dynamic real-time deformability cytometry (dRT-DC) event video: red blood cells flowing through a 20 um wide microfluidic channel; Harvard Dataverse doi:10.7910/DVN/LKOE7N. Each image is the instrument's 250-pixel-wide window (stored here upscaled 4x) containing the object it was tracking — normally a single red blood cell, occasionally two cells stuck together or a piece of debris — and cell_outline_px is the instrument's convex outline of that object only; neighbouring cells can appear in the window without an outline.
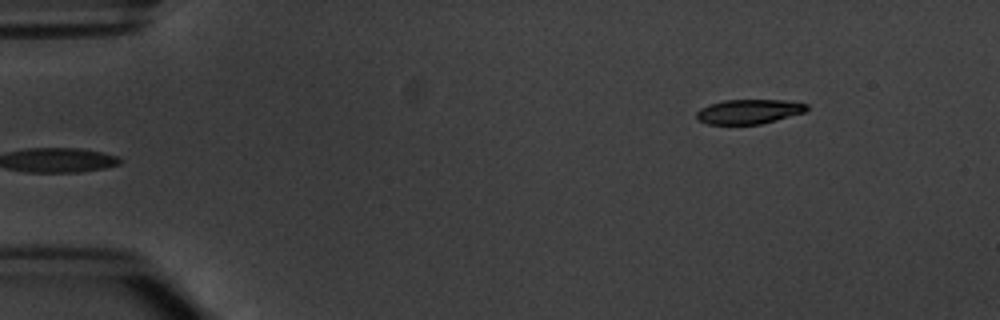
{"species": "common noctule bat (a hibernating species)", "species_latin": "Nyctalus noctula", "temperature_condition": "warm", "stored_images_in_passage": 5, "camera_frame_rate_fps": 3000, "um_per_image_px": 0.085, "animal": {"sex": "male", "body_mass_g": 20.1, "forearm_length_mm": 53.5}, "frame": {"image": 1, "passage_image": 5, "time_ms": 4.667, "image_size_px": [1000, 320], "cell_outline_px": [[808, 108], [804, 112], [776, 120], [760, 124], [708, 124], [700, 120], [696, 116], [696, 112], [700, 108], [708, 104], [724, 100], [784, 100], [808, 104]], "centroid_in_image_um": [63.64, 9.47], "position_along_channel_um": 21.4, "area_um2": 15.66}}